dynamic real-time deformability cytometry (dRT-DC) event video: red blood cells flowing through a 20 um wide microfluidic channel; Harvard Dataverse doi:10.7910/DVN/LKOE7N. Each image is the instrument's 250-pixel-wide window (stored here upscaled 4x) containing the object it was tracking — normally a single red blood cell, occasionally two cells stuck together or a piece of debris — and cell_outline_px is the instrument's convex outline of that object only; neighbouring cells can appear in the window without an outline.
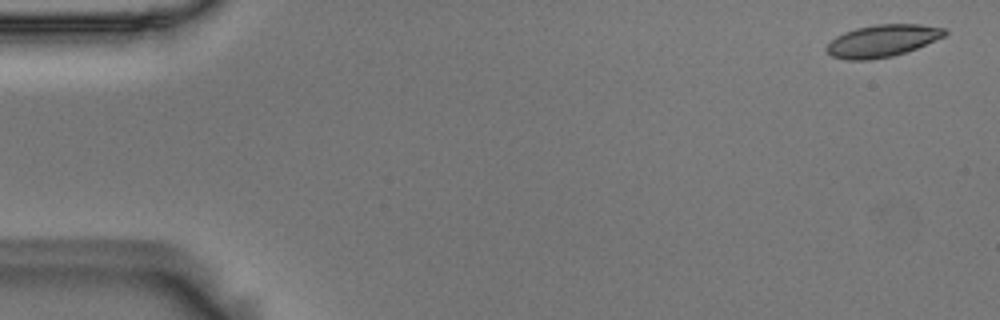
{"species": "Egyptian fruit bat (a non-hibernating species)", "species_latin": "Rousettus aegyptiacus", "temperature_condition": "room temperature", "stored_images_in_passage": 5, "camera_frame_rate_fps": 3000, "um_per_image_px": 0.085, "animal": {"sex": "male"}, "frame": {"image": 1, "passage_image": 1, "time_ms": 0.0, "image_size_px": [1000, 320], "cell_outline_px": [[948, 32], [944, 36], [916, 48], [892, 56], [868, 60], [848, 60], [832, 56], [824, 48], [836, 36], [844, 32], [856, 28], [876, 24], [920, 24], [944, 28]], "centroid_in_image_um": [74.98, 3.46], "position_along_channel_um": 10.0, "area_um2": 21.96}}
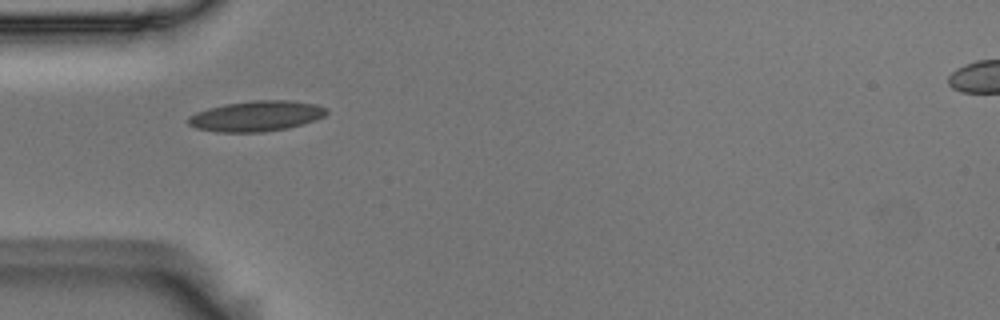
{"frame": {"image": 2, "passage_image": 5, "time_ms": 1.333, "image_size_px": [1000, 320], "cell_outline_px": [[328, 112], [324, 116], [316, 120], [304, 124], [288, 128], [264, 132], [216, 132], [196, 128], [188, 124], [188, 116], [196, 112], [208, 108], [224, 104], [252, 100], [292, 100], [316, 104], [328, 108]], "centroid_in_image_um": [21.81, 9.86], "position_along_channel_um": 63.2, "area_um2": 24.85}}